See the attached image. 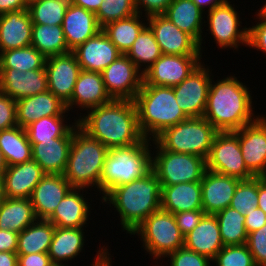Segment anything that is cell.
Returning a JSON list of instances; mask_svg holds the SVG:
<instances>
[{"label":"cell","mask_w":266,"mask_h":266,"mask_svg":"<svg viewBox=\"0 0 266 266\" xmlns=\"http://www.w3.org/2000/svg\"><path fill=\"white\" fill-rule=\"evenodd\" d=\"M152 144L155 147L152 152V171L158 176L161 186L202 180L206 171V159L167 151L155 139Z\"/></svg>","instance_id":"cell-9"},{"label":"cell","mask_w":266,"mask_h":266,"mask_svg":"<svg viewBox=\"0 0 266 266\" xmlns=\"http://www.w3.org/2000/svg\"><path fill=\"white\" fill-rule=\"evenodd\" d=\"M108 150L99 140L90 137L78 126L73 132L63 176L73 188L87 190L97 187L99 191V180Z\"/></svg>","instance_id":"cell-6"},{"label":"cell","mask_w":266,"mask_h":266,"mask_svg":"<svg viewBox=\"0 0 266 266\" xmlns=\"http://www.w3.org/2000/svg\"><path fill=\"white\" fill-rule=\"evenodd\" d=\"M0 266H18L17 253L0 251Z\"/></svg>","instance_id":"cell-59"},{"label":"cell","mask_w":266,"mask_h":266,"mask_svg":"<svg viewBox=\"0 0 266 266\" xmlns=\"http://www.w3.org/2000/svg\"><path fill=\"white\" fill-rule=\"evenodd\" d=\"M266 2V1H265ZM263 11H265L266 12V3L262 6V7H260Z\"/></svg>","instance_id":"cell-63"},{"label":"cell","mask_w":266,"mask_h":266,"mask_svg":"<svg viewBox=\"0 0 266 266\" xmlns=\"http://www.w3.org/2000/svg\"><path fill=\"white\" fill-rule=\"evenodd\" d=\"M48 253L18 255V266H52Z\"/></svg>","instance_id":"cell-53"},{"label":"cell","mask_w":266,"mask_h":266,"mask_svg":"<svg viewBox=\"0 0 266 266\" xmlns=\"http://www.w3.org/2000/svg\"><path fill=\"white\" fill-rule=\"evenodd\" d=\"M218 220L220 236L224 246L243 245L247 243L245 216L230 206L214 214Z\"/></svg>","instance_id":"cell-38"},{"label":"cell","mask_w":266,"mask_h":266,"mask_svg":"<svg viewBox=\"0 0 266 266\" xmlns=\"http://www.w3.org/2000/svg\"><path fill=\"white\" fill-rule=\"evenodd\" d=\"M70 0H29L27 10L33 24L62 25Z\"/></svg>","instance_id":"cell-42"},{"label":"cell","mask_w":266,"mask_h":266,"mask_svg":"<svg viewBox=\"0 0 266 266\" xmlns=\"http://www.w3.org/2000/svg\"><path fill=\"white\" fill-rule=\"evenodd\" d=\"M218 132L204 117H189L166 128L155 140L167 151L187 153L207 159Z\"/></svg>","instance_id":"cell-7"},{"label":"cell","mask_w":266,"mask_h":266,"mask_svg":"<svg viewBox=\"0 0 266 266\" xmlns=\"http://www.w3.org/2000/svg\"><path fill=\"white\" fill-rule=\"evenodd\" d=\"M62 29L67 46L71 51L102 30L94 12L71 2L65 11Z\"/></svg>","instance_id":"cell-26"},{"label":"cell","mask_w":266,"mask_h":266,"mask_svg":"<svg viewBox=\"0 0 266 266\" xmlns=\"http://www.w3.org/2000/svg\"><path fill=\"white\" fill-rule=\"evenodd\" d=\"M130 235L140 238L142 247L154 260L160 261L184 246L174 215L163 209L151 213Z\"/></svg>","instance_id":"cell-8"},{"label":"cell","mask_w":266,"mask_h":266,"mask_svg":"<svg viewBox=\"0 0 266 266\" xmlns=\"http://www.w3.org/2000/svg\"><path fill=\"white\" fill-rule=\"evenodd\" d=\"M72 52L81 70L100 73L121 55L102 30Z\"/></svg>","instance_id":"cell-19"},{"label":"cell","mask_w":266,"mask_h":266,"mask_svg":"<svg viewBox=\"0 0 266 266\" xmlns=\"http://www.w3.org/2000/svg\"><path fill=\"white\" fill-rule=\"evenodd\" d=\"M113 98L108 94L100 72L81 70L75 83L71 99L66 103L70 112L74 107L90 110L109 103Z\"/></svg>","instance_id":"cell-23"},{"label":"cell","mask_w":266,"mask_h":266,"mask_svg":"<svg viewBox=\"0 0 266 266\" xmlns=\"http://www.w3.org/2000/svg\"><path fill=\"white\" fill-rule=\"evenodd\" d=\"M212 262L216 266H256L247 244L224 246Z\"/></svg>","instance_id":"cell-45"},{"label":"cell","mask_w":266,"mask_h":266,"mask_svg":"<svg viewBox=\"0 0 266 266\" xmlns=\"http://www.w3.org/2000/svg\"><path fill=\"white\" fill-rule=\"evenodd\" d=\"M161 191L159 178L151 171L144 178L113 188L101 202L116 208L113 210L119 213L122 230L131 234L151 213L161 209Z\"/></svg>","instance_id":"cell-3"},{"label":"cell","mask_w":266,"mask_h":266,"mask_svg":"<svg viewBox=\"0 0 266 266\" xmlns=\"http://www.w3.org/2000/svg\"><path fill=\"white\" fill-rule=\"evenodd\" d=\"M202 11L212 10L214 7L220 6L225 0H192ZM206 8V9H205Z\"/></svg>","instance_id":"cell-60"},{"label":"cell","mask_w":266,"mask_h":266,"mask_svg":"<svg viewBox=\"0 0 266 266\" xmlns=\"http://www.w3.org/2000/svg\"><path fill=\"white\" fill-rule=\"evenodd\" d=\"M105 245L99 248L97 252V255L94 258V261L92 262L91 266H110L112 264V258L113 256H110V252L105 247ZM52 266H68V265H58V264H53Z\"/></svg>","instance_id":"cell-56"},{"label":"cell","mask_w":266,"mask_h":266,"mask_svg":"<svg viewBox=\"0 0 266 266\" xmlns=\"http://www.w3.org/2000/svg\"><path fill=\"white\" fill-rule=\"evenodd\" d=\"M184 247L213 260L224 247L220 236L218 220L213 214H206L200 223L186 236Z\"/></svg>","instance_id":"cell-29"},{"label":"cell","mask_w":266,"mask_h":266,"mask_svg":"<svg viewBox=\"0 0 266 266\" xmlns=\"http://www.w3.org/2000/svg\"><path fill=\"white\" fill-rule=\"evenodd\" d=\"M266 213V177H258V205Z\"/></svg>","instance_id":"cell-57"},{"label":"cell","mask_w":266,"mask_h":266,"mask_svg":"<svg viewBox=\"0 0 266 266\" xmlns=\"http://www.w3.org/2000/svg\"><path fill=\"white\" fill-rule=\"evenodd\" d=\"M45 63L46 57L31 45L0 53V68H14L26 72L43 69Z\"/></svg>","instance_id":"cell-41"},{"label":"cell","mask_w":266,"mask_h":266,"mask_svg":"<svg viewBox=\"0 0 266 266\" xmlns=\"http://www.w3.org/2000/svg\"><path fill=\"white\" fill-rule=\"evenodd\" d=\"M76 124L63 136L42 141L32 145V160H35L46 174H63L70 146L73 140V132L79 126Z\"/></svg>","instance_id":"cell-22"},{"label":"cell","mask_w":266,"mask_h":266,"mask_svg":"<svg viewBox=\"0 0 266 266\" xmlns=\"http://www.w3.org/2000/svg\"><path fill=\"white\" fill-rule=\"evenodd\" d=\"M83 193L84 188H72L47 220L55 227L60 228L87 227L85 225L89 224L87 221L90 219V213H92V208L90 206L92 204L88 202L89 200L85 197L86 194Z\"/></svg>","instance_id":"cell-25"},{"label":"cell","mask_w":266,"mask_h":266,"mask_svg":"<svg viewBox=\"0 0 266 266\" xmlns=\"http://www.w3.org/2000/svg\"><path fill=\"white\" fill-rule=\"evenodd\" d=\"M206 170L240 180L255 177L245 165L239 145V130L216 134L206 159Z\"/></svg>","instance_id":"cell-10"},{"label":"cell","mask_w":266,"mask_h":266,"mask_svg":"<svg viewBox=\"0 0 266 266\" xmlns=\"http://www.w3.org/2000/svg\"><path fill=\"white\" fill-rule=\"evenodd\" d=\"M204 14L205 12L192 0H173L163 15L181 31L191 35L199 43L202 54V27L203 23H207V21L203 19L205 17Z\"/></svg>","instance_id":"cell-31"},{"label":"cell","mask_w":266,"mask_h":266,"mask_svg":"<svg viewBox=\"0 0 266 266\" xmlns=\"http://www.w3.org/2000/svg\"><path fill=\"white\" fill-rule=\"evenodd\" d=\"M150 141L145 138L140 143L108 150L99 180L100 198L113 188L144 178L152 171Z\"/></svg>","instance_id":"cell-5"},{"label":"cell","mask_w":266,"mask_h":266,"mask_svg":"<svg viewBox=\"0 0 266 266\" xmlns=\"http://www.w3.org/2000/svg\"><path fill=\"white\" fill-rule=\"evenodd\" d=\"M6 168H7V164L5 162V159L3 157L2 152L0 150V172L3 174L4 171L6 170Z\"/></svg>","instance_id":"cell-62"},{"label":"cell","mask_w":266,"mask_h":266,"mask_svg":"<svg viewBox=\"0 0 266 266\" xmlns=\"http://www.w3.org/2000/svg\"><path fill=\"white\" fill-rule=\"evenodd\" d=\"M202 55L162 54L144 73L146 85L174 87L202 63Z\"/></svg>","instance_id":"cell-12"},{"label":"cell","mask_w":266,"mask_h":266,"mask_svg":"<svg viewBox=\"0 0 266 266\" xmlns=\"http://www.w3.org/2000/svg\"><path fill=\"white\" fill-rule=\"evenodd\" d=\"M266 224V213L259 207L252 208L245 216V229L247 234L262 228Z\"/></svg>","instance_id":"cell-52"},{"label":"cell","mask_w":266,"mask_h":266,"mask_svg":"<svg viewBox=\"0 0 266 266\" xmlns=\"http://www.w3.org/2000/svg\"><path fill=\"white\" fill-rule=\"evenodd\" d=\"M72 188L63 174H45L30 197L36 218L47 220Z\"/></svg>","instance_id":"cell-21"},{"label":"cell","mask_w":266,"mask_h":266,"mask_svg":"<svg viewBox=\"0 0 266 266\" xmlns=\"http://www.w3.org/2000/svg\"><path fill=\"white\" fill-rule=\"evenodd\" d=\"M240 179L206 170L201 180L202 209L215 214L229 207Z\"/></svg>","instance_id":"cell-20"},{"label":"cell","mask_w":266,"mask_h":266,"mask_svg":"<svg viewBox=\"0 0 266 266\" xmlns=\"http://www.w3.org/2000/svg\"><path fill=\"white\" fill-rule=\"evenodd\" d=\"M239 145L247 169L255 177H266V116L239 129Z\"/></svg>","instance_id":"cell-17"},{"label":"cell","mask_w":266,"mask_h":266,"mask_svg":"<svg viewBox=\"0 0 266 266\" xmlns=\"http://www.w3.org/2000/svg\"><path fill=\"white\" fill-rule=\"evenodd\" d=\"M45 174L35 160L7 166L2 174L6 198L30 199L33 189Z\"/></svg>","instance_id":"cell-27"},{"label":"cell","mask_w":266,"mask_h":266,"mask_svg":"<svg viewBox=\"0 0 266 266\" xmlns=\"http://www.w3.org/2000/svg\"><path fill=\"white\" fill-rule=\"evenodd\" d=\"M166 257L170 258L168 259V262L170 260L169 266H212L210 263L212 260L208 257L200 255L184 246Z\"/></svg>","instance_id":"cell-46"},{"label":"cell","mask_w":266,"mask_h":266,"mask_svg":"<svg viewBox=\"0 0 266 266\" xmlns=\"http://www.w3.org/2000/svg\"><path fill=\"white\" fill-rule=\"evenodd\" d=\"M212 76L203 117L219 132L236 131L255 122L249 87L234 75L217 79Z\"/></svg>","instance_id":"cell-2"},{"label":"cell","mask_w":266,"mask_h":266,"mask_svg":"<svg viewBox=\"0 0 266 266\" xmlns=\"http://www.w3.org/2000/svg\"><path fill=\"white\" fill-rule=\"evenodd\" d=\"M101 74L106 90L113 99L134 100L144 82L143 72L123 54Z\"/></svg>","instance_id":"cell-14"},{"label":"cell","mask_w":266,"mask_h":266,"mask_svg":"<svg viewBox=\"0 0 266 266\" xmlns=\"http://www.w3.org/2000/svg\"><path fill=\"white\" fill-rule=\"evenodd\" d=\"M84 227L83 228H60L55 227L52 242L48 251L53 264L69 265L84 248ZM65 262V263H63Z\"/></svg>","instance_id":"cell-32"},{"label":"cell","mask_w":266,"mask_h":266,"mask_svg":"<svg viewBox=\"0 0 266 266\" xmlns=\"http://www.w3.org/2000/svg\"><path fill=\"white\" fill-rule=\"evenodd\" d=\"M55 226L45 219H36L18 235L17 255L48 253Z\"/></svg>","instance_id":"cell-33"},{"label":"cell","mask_w":266,"mask_h":266,"mask_svg":"<svg viewBox=\"0 0 266 266\" xmlns=\"http://www.w3.org/2000/svg\"><path fill=\"white\" fill-rule=\"evenodd\" d=\"M19 233L0 230V251L1 252H16Z\"/></svg>","instance_id":"cell-54"},{"label":"cell","mask_w":266,"mask_h":266,"mask_svg":"<svg viewBox=\"0 0 266 266\" xmlns=\"http://www.w3.org/2000/svg\"><path fill=\"white\" fill-rule=\"evenodd\" d=\"M201 63L180 84L173 87L177 104L188 117H203L206 109L212 70Z\"/></svg>","instance_id":"cell-13"},{"label":"cell","mask_w":266,"mask_h":266,"mask_svg":"<svg viewBox=\"0 0 266 266\" xmlns=\"http://www.w3.org/2000/svg\"><path fill=\"white\" fill-rule=\"evenodd\" d=\"M160 47L147 25L138 35L126 56L144 73L160 56ZM144 67V68H143Z\"/></svg>","instance_id":"cell-39"},{"label":"cell","mask_w":266,"mask_h":266,"mask_svg":"<svg viewBox=\"0 0 266 266\" xmlns=\"http://www.w3.org/2000/svg\"><path fill=\"white\" fill-rule=\"evenodd\" d=\"M247 246L256 266H266V224L248 234Z\"/></svg>","instance_id":"cell-47"},{"label":"cell","mask_w":266,"mask_h":266,"mask_svg":"<svg viewBox=\"0 0 266 266\" xmlns=\"http://www.w3.org/2000/svg\"><path fill=\"white\" fill-rule=\"evenodd\" d=\"M142 19L147 20V25L153 31L162 54L202 55L199 43L191 35L181 31L163 14Z\"/></svg>","instance_id":"cell-15"},{"label":"cell","mask_w":266,"mask_h":266,"mask_svg":"<svg viewBox=\"0 0 266 266\" xmlns=\"http://www.w3.org/2000/svg\"><path fill=\"white\" fill-rule=\"evenodd\" d=\"M136 13L134 0H104L95 14L98 24L102 28L110 22L130 17Z\"/></svg>","instance_id":"cell-43"},{"label":"cell","mask_w":266,"mask_h":266,"mask_svg":"<svg viewBox=\"0 0 266 266\" xmlns=\"http://www.w3.org/2000/svg\"><path fill=\"white\" fill-rule=\"evenodd\" d=\"M32 27L28 10L11 11L0 15V53L30 46Z\"/></svg>","instance_id":"cell-28"},{"label":"cell","mask_w":266,"mask_h":266,"mask_svg":"<svg viewBox=\"0 0 266 266\" xmlns=\"http://www.w3.org/2000/svg\"><path fill=\"white\" fill-rule=\"evenodd\" d=\"M141 17L146 16L136 13L130 17L110 22L102 27V31L121 54L126 55L140 32L147 26V20L145 22Z\"/></svg>","instance_id":"cell-35"},{"label":"cell","mask_w":266,"mask_h":266,"mask_svg":"<svg viewBox=\"0 0 266 266\" xmlns=\"http://www.w3.org/2000/svg\"><path fill=\"white\" fill-rule=\"evenodd\" d=\"M256 19L258 22L252 27H248V45L257 51H262L266 54V12L261 8L257 10Z\"/></svg>","instance_id":"cell-48"},{"label":"cell","mask_w":266,"mask_h":266,"mask_svg":"<svg viewBox=\"0 0 266 266\" xmlns=\"http://www.w3.org/2000/svg\"><path fill=\"white\" fill-rule=\"evenodd\" d=\"M161 187V209L172 214L203 210L201 181Z\"/></svg>","instance_id":"cell-30"},{"label":"cell","mask_w":266,"mask_h":266,"mask_svg":"<svg viewBox=\"0 0 266 266\" xmlns=\"http://www.w3.org/2000/svg\"><path fill=\"white\" fill-rule=\"evenodd\" d=\"M48 91L45 68L20 71L14 68H0V92L15 101Z\"/></svg>","instance_id":"cell-18"},{"label":"cell","mask_w":266,"mask_h":266,"mask_svg":"<svg viewBox=\"0 0 266 266\" xmlns=\"http://www.w3.org/2000/svg\"><path fill=\"white\" fill-rule=\"evenodd\" d=\"M16 126V101L0 92V130H7Z\"/></svg>","instance_id":"cell-49"},{"label":"cell","mask_w":266,"mask_h":266,"mask_svg":"<svg viewBox=\"0 0 266 266\" xmlns=\"http://www.w3.org/2000/svg\"><path fill=\"white\" fill-rule=\"evenodd\" d=\"M6 194H5V187L3 178H0V205L5 201Z\"/></svg>","instance_id":"cell-61"},{"label":"cell","mask_w":266,"mask_h":266,"mask_svg":"<svg viewBox=\"0 0 266 266\" xmlns=\"http://www.w3.org/2000/svg\"><path fill=\"white\" fill-rule=\"evenodd\" d=\"M66 104L49 90L16 101L17 126L25 128L30 123L50 116H65Z\"/></svg>","instance_id":"cell-24"},{"label":"cell","mask_w":266,"mask_h":266,"mask_svg":"<svg viewBox=\"0 0 266 266\" xmlns=\"http://www.w3.org/2000/svg\"><path fill=\"white\" fill-rule=\"evenodd\" d=\"M36 219L30 199L6 198L0 205V230L20 233Z\"/></svg>","instance_id":"cell-34"},{"label":"cell","mask_w":266,"mask_h":266,"mask_svg":"<svg viewBox=\"0 0 266 266\" xmlns=\"http://www.w3.org/2000/svg\"><path fill=\"white\" fill-rule=\"evenodd\" d=\"M78 117L79 127L108 149L130 146L145 139L133 100L113 99ZM86 115V116H85Z\"/></svg>","instance_id":"cell-1"},{"label":"cell","mask_w":266,"mask_h":266,"mask_svg":"<svg viewBox=\"0 0 266 266\" xmlns=\"http://www.w3.org/2000/svg\"><path fill=\"white\" fill-rule=\"evenodd\" d=\"M29 0H0V15L18 10H27Z\"/></svg>","instance_id":"cell-55"},{"label":"cell","mask_w":266,"mask_h":266,"mask_svg":"<svg viewBox=\"0 0 266 266\" xmlns=\"http://www.w3.org/2000/svg\"><path fill=\"white\" fill-rule=\"evenodd\" d=\"M0 150L7 166L32 160V145L25 128L20 126L0 130Z\"/></svg>","instance_id":"cell-36"},{"label":"cell","mask_w":266,"mask_h":266,"mask_svg":"<svg viewBox=\"0 0 266 266\" xmlns=\"http://www.w3.org/2000/svg\"><path fill=\"white\" fill-rule=\"evenodd\" d=\"M66 116H50L38 119L25 127L29 142L36 144L42 141L63 137L75 124L68 123ZM66 121V122H65Z\"/></svg>","instance_id":"cell-40"},{"label":"cell","mask_w":266,"mask_h":266,"mask_svg":"<svg viewBox=\"0 0 266 266\" xmlns=\"http://www.w3.org/2000/svg\"><path fill=\"white\" fill-rule=\"evenodd\" d=\"M133 101L140 130L150 140L166 128L189 118L177 104L173 87L146 85L143 82Z\"/></svg>","instance_id":"cell-4"},{"label":"cell","mask_w":266,"mask_h":266,"mask_svg":"<svg viewBox=\"0 0 266 266\" xmlns=\"http://www.w3.org/2000/svg\"><path fill=\"white\" fill-rule=\"evenodd\" d=\"M177 226L183 236L190 233L206 215L203 210H192L173 214Z\"/></svg>","instance_id":"cell-50"},{"label":"cell","mask_w":266,"mask_h":266,"mask_svg":"<svg viewBox=\"0 0 266 266\" xmlns=\"http://www.w3.org/2000/svg\"><path fill=\"white\" fill-rule=\"evenodd\" d=\"M172 1L173 0H134V4L137 13L142 15L145 12L144 14L147 18L152 15L164 14Z\"/></svg>","instance_id":"cell-51"},{"label":"cell","mask_w":266,"mask_h":266,"mask_svg":"<svg viewBox=\"0 0 266 266\" xmlns=\"http://www.w3.org/2000/svg\"><path fill=\"white\" fill-rule=\"evenodd\" d=\"M258 205V177L240 180L232 197L230 207L243 216Z\"/></svg>","instance_id":"cell-44"},{"label":"cell","mask_w":266,"mask_h":266,"mask_svg":"<svg viewBox=\"0 0 266 266\" xmlns=\"http://www.w3.org/2000/svg\"><path fill=\"white\" fill-rule=\"evenodd\" d=\"M45 70L48 90L66 104L72 97L81 71L74 53L71 51L47 57Z\"/></svg>","instance_id":"cell-16"},{"label":"cell","mask_w":266,"mask_h":266,"mask_svg":"<svg viewBox=\"0 0 266 266\" xmlns=\"http://www.w3.org/2000/svg\"><path fill=\"white\" fill-rule=\"evenodd\" d=\"M31 46L46 58L71 52L62 25L33 24Z\"/></svg>","instance_id":"cell-37"},{"label":"cell","mask_w":266,"mask_h":266,"mask_svg":"<svg viewBox=\"0 0 266 266\" xmlns=\"http://www.w3.org/2000/svg\"><path fill=\"white\" fill-rule=\"evenodd\" d=\"M233 6L235 5L229 0H225L220 6L205 12L209 34L211 33L216 45L223 50L226 48L238 50L241 44L248 45V28L241 29L240 15Z\"/></svg>","instance_id":"cell-11"},{"label":"cell","mask_w":266,"mask_h":266,"mask_svg":"<svg viewBox=\"0 0 266 266\" xmlns=\"http://www.w3.org/2000/svg\"><path fill=\"white\" fill-rule=\"evenodd\" d=\"M76 6L96 13L104 0H70Z\"/></svg>","instance_id":"cell-58"}]
</instances>
